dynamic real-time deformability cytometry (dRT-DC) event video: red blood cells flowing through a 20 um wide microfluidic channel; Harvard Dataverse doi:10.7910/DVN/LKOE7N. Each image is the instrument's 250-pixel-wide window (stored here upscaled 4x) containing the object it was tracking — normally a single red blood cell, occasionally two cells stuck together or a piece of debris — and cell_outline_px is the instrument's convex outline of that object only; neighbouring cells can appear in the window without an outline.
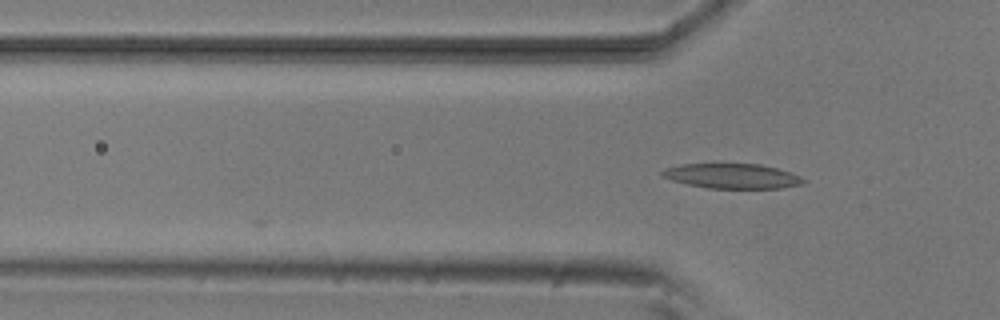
{"species": "common noctule bat (a hibernating species)", "species_latin": "Nyctalus noctula", "temperature_condition": "room temperature", "stored_images_in_passage": 11, "camera_frame_rate_fps": 3000, "um_per_image_px": 0.085, "animal": {"sex": "male", "body_mass_g": 20.5, "forearm_length_mm": 52.5}, "frame": {"image": 1, "passage_image": 11, "time_ms": 3.333, "image_size_px": [1000, 320], "cell_outline_px": [[804, 180], [800, 184], [784, 188], [708, 188], [688, 184], [672, 180], [660, 176], [660, 172], [664, 168], [680, 164], [760, 164], [776, 168], [800, 176]], "centroid_in_image_um": [62.17, 14.96], "position_along_channel_um": 63.6, "area_um2": 20.29}}